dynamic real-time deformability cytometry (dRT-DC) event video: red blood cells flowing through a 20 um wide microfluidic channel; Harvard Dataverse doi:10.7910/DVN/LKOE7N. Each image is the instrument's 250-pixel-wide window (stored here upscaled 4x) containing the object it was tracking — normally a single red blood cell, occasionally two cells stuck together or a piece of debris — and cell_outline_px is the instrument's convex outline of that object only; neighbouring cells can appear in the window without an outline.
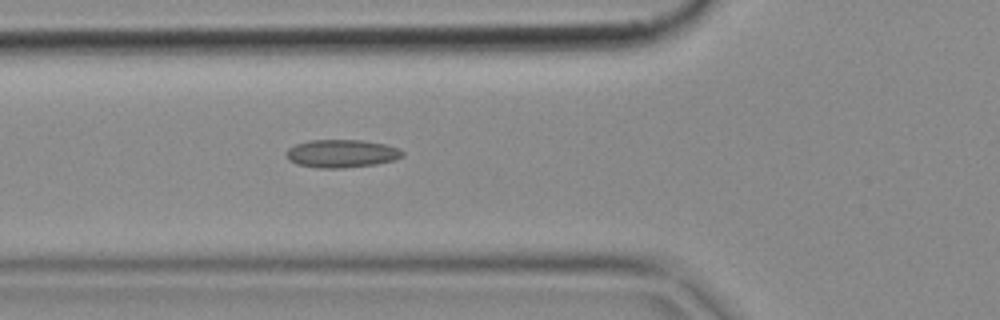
{"species": "common noctule bat (a hibernating species)", "species_latin": "Nyctalus noctula", "temperature_condition": "cold", "stored_images_in_passage": 5, "camera_frame_rate_fps": 3000, "um_per_image_px": 0.085, "animal": {"sex": "female", "body_mass_g": 18.4}, "frame": {"image": 1, "passage_image": 5, "time_ms": 1.333, "image_size_px": [1000, 320], "cell_outline_px": [[404, 156], [392, 160], [376, 164], [340, 168], [316, 168], [296, 164], [288, 160], [284, 152], [288, 148], [296, 144], [308, 140], [360, 140], [384, 144], [400, 148], [404, 152]], "centroid_in_image_um": [29.0, 13.05], "position_along_channel_um": 96.8, "area_um2": 19.07}}